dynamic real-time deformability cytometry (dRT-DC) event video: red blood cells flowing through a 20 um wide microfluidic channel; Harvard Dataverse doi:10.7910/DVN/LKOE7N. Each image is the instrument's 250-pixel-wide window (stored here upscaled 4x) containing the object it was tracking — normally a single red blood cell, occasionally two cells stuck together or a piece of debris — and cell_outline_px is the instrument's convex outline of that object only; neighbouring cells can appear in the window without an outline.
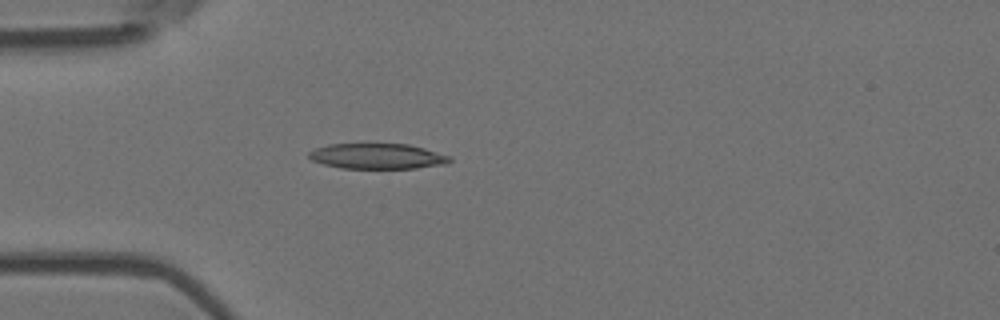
{"species": "Egyptian fruit bat (a non-hibernating species)", "species_latin": "Rousettus aegyptiacus", "temperature_condition": "room temperature", "stored_images_in_passage": 5, "camera_frame_rate_fps": 3000, "um_per_image_px": 0.085, "animal": {"sex": "female"}, "frame": {"image": 1, "passage_image": 5, "time_ms": 1.333, "image_size_px": [1000, 320], "cell_outline_px": [[452, 160], [444, 164], [416, 168], [340, 168], [324, 164], [312, 160], [308, 156], [308, 152], [316, 148], [328, 144], [408, 144], [424, 148], [452, 156]], "centroid_in_image_um": [32.08, 13.27], "position_along_channel_um": 52.9, "area_um2": 20.81}}